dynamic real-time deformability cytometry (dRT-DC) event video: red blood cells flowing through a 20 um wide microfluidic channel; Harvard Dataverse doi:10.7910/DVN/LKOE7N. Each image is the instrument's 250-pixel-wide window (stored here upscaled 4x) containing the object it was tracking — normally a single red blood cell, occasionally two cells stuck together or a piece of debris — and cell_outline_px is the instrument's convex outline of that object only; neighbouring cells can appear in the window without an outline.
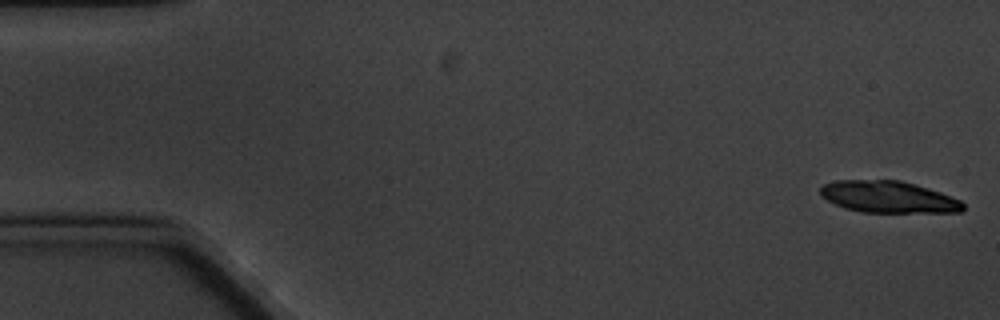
{"species": "common noctule bat (a hibernating species)", "species_latin": "Nyctalus noctula", "temperature_condition": "cold", "stored_images_in_passage": 9, "segment_of_instrument_passage": [1, 2], "camera_frame_rate_fps": 3000, "um_per_image_px": 0.085, "animal": {"sex": "male", "body_mass_g": 20.1, "forearm_length_mm": 53.5}, "frame": {"image": 1, "passage_image": 1, "time_ms": 0.0, "image_size_px": [1000, 320], "cell_outline_px": [[964, 208], [960, 212], [860, 212], [844, 208], [820, 196], [820, 188], [824, 184], [836, 180], [900, 180], [916, 184], [940, 192], [960, 200], [964, 204]], "centroid_in_image_um": [75.5, 16.74], "position_along_channel_um": 9.5, "area_um2": 26.36}}